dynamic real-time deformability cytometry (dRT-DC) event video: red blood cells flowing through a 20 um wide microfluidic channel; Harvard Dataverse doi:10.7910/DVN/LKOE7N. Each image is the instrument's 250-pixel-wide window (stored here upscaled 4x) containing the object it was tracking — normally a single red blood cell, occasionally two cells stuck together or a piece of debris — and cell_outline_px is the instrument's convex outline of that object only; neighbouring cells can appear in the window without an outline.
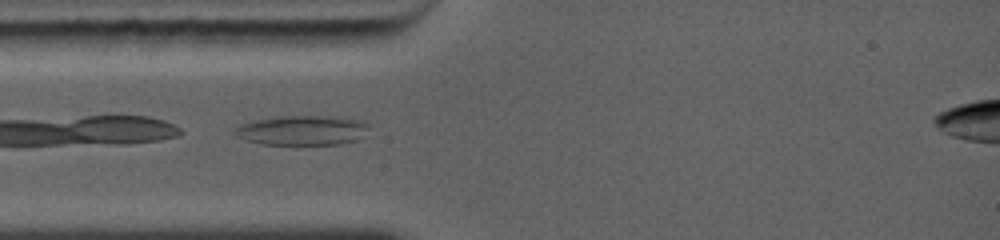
{"species": "common noctule bat (a hibernating species)", "species_latin": "Nyctalus noctula", "temperature_condition": "warm", "stored_images_in_passage": 7, "camera_frame_rate_fps": 5000, "um_per_image_px": 0.085, "animal": {"sex": "female", "body_mass_g": 19.0, "forearm_length_mm": 56.7}, "frame": {"image": 1, "passage_image": 2, "time_ms": 0.4, "image_size_px": [1000, 240], "cell_outline_px": [[364, 124], [356, 140], [336, 144], [264, 144], [248, 140], [240, 136], [240, 128], [248, 124], [260, 120], [288, 116], [316, 116], [352, 120]], "centroid_in_image_um": [25.67, 11.1], "position_along_channel_um": 59.3, "area_um2": 20.98}}
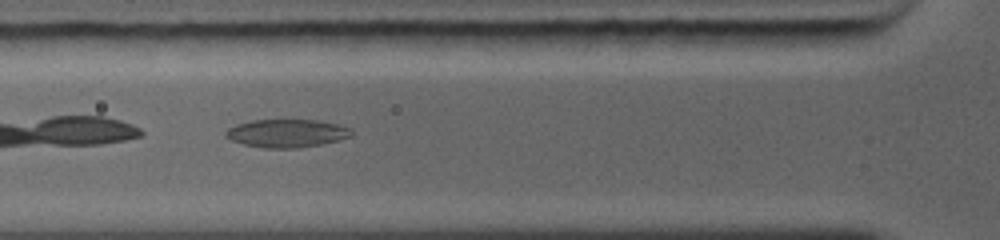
{"frame": {"image": 2, "passage_image": 5, "time_ms": 1.4, "image_size_px": [1000, 240], "cell_outline_px": [[352, 136], [320, 144], [296, 148], [264, 148], [244, 144], [232, 140], [224, 132], [228, 128], [240, 124], [256, 120], [316, 120], [336, 124], [348, 128], [352, 132]], "centroid_in_image_um": [24.37, 11.33], "position_along_channel_um": 101.4, "area_um2": 20.06}}
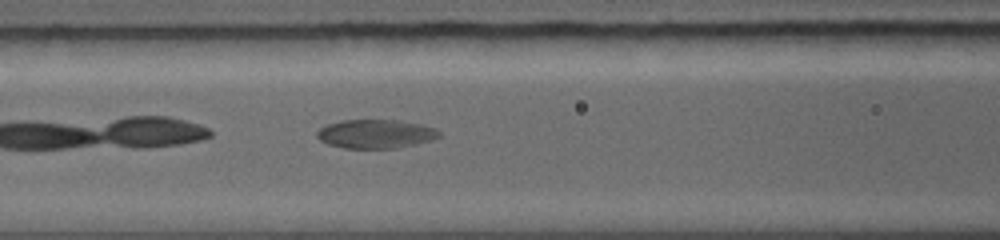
{"frame": {"image": 3, "passage_image": 7, "time_ms": 2.2, "image_size_px": [1000, 240], "cell_outline_px": [[440, 136], [428, 140], [396, 148], [344, 148], [328, 144], [320, 140], [316, 136], [316, 132], [320, 128], [328, 124], [344, 120], [392, 120], [432, 128]], "centroid_in_image_um": [31.79, 11.39], "position_along_channel_um": 134.8, "area_um2": 19.71}}